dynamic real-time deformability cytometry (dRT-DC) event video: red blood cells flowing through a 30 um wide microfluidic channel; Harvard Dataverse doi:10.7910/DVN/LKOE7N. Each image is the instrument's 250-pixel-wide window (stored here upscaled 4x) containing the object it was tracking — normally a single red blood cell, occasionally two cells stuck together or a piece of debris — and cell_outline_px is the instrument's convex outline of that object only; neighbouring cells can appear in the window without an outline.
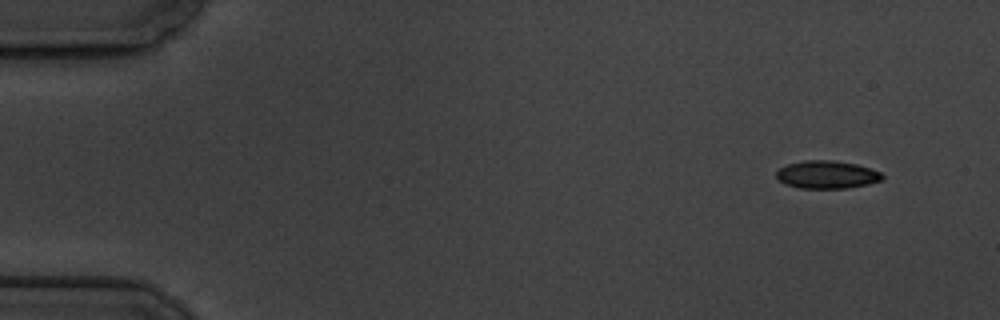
{"species": "common noctule bat (a hibernating species)", "species_latin": "Nyctalus noctula", "temperature_condition": "cold", "stored_images_in_passage": 4, "camera_frame_rate_fps": 3000, "um_per_image_px": 0.085, "animal": {"sex": "male", "body_mass_g": 19.5, "forearm_length_mm": 54.6}, "frame": {"image": 1, "passage_image": 1, "time_ms": 0.0, "image_size_px": [1000, 320], "cell_outline_px": [[884, 180], [868, 184], [848, 188], [800, 188], [784, 184], [776, 180], [776, 172], [780, 168], [788, 164], [804, 160], [832, 160], [856, 164], [880, 172], [884, 176]], "centroid_in_image_um": [70.27, 14.85], "position_along_channel_um": 14.7, "area_um2": 17.28}}
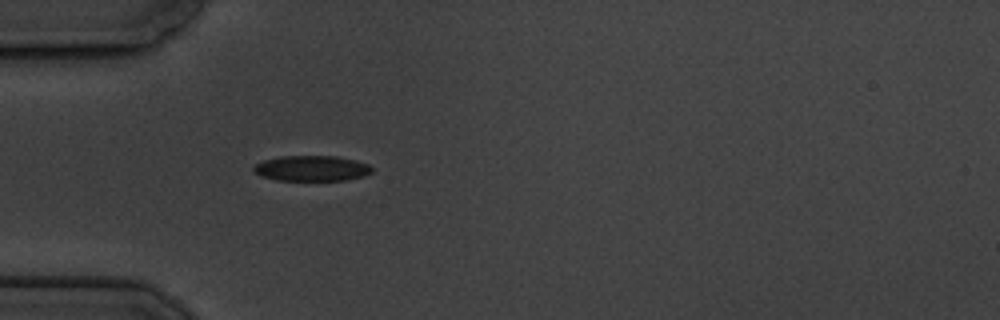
{"frame": {"image": 2, "passage_image": 4, "time_ms": 4.333, "image_size_px": [1000, 320], "cell_outline_px": [[372, 172], [364, 176], [344, 180], [276, 180], [260, 176], [252, 168], [256, 164], [264, 160], [280, 156], [336, 156], [356, 160], [368, 164], [372, 168]], "centroid_in_image_um": [26.5, 14.3], "position_along_channel_um": 58.5, "area_um2": 17.51}}